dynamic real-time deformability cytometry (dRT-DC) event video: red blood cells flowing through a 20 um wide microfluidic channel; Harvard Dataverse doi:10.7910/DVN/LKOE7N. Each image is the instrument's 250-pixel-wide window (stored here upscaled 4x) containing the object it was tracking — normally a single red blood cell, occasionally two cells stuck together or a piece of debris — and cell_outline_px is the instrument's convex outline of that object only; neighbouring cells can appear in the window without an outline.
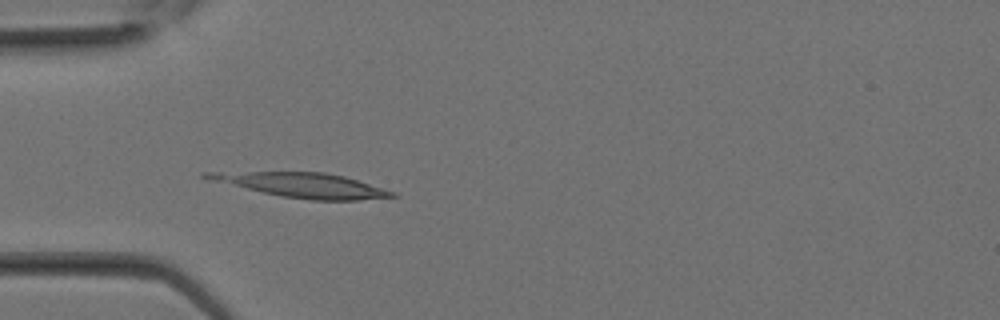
{"species": "Egyptian fruit bat (a non-hibernating species)", "species_latin": "Rousettus aegyptiacus", "temperature_condition": "room temperature", "stored_images_in_passage": 24, "camera_frame_rate_fps": 3000, "um_per_image_px": 0.085, "animal": {"sex": "female"}, "frame": {"image": 1, "passage_image": 3, "time_ms": 0.667, "image_size_px": [1000, 320], "cell_outline_px": [[400, 196], [360, 200], [312, 200], [280, 196], [208, 180], [200, 176], [204, 172], [324, 172], [344, 176], [396, 192]], "centroid_in_image_um": [25.72, 15.74], "position_along_channel_um": 59.3, "area_um2": 26.41}}
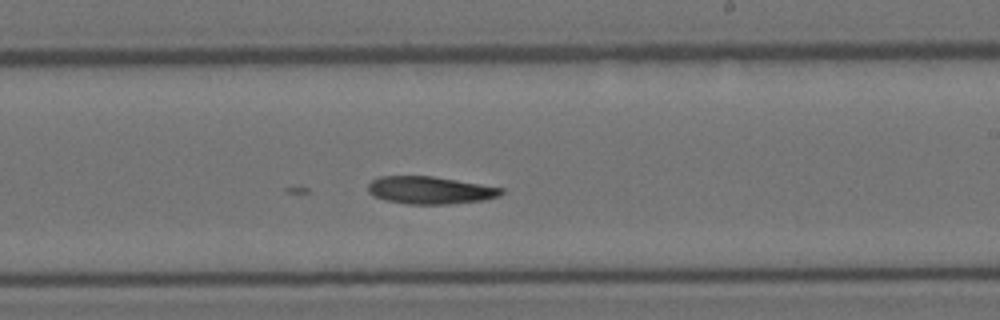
{"frame": {"image": 2, "passage_image": 12, "time_ms": 3.667, "image_size_px": [1000, 320], "cell_outline_px": [[504, 192], [500, 196], [484, 200], [448, 204], [408, 204], [384, 200], [372, 196], [368, 192], [368, 184], [372, 180], [380, 176], [432, 176], [504, 188]], "centroid_in_image_um": [36.54, 16.17], "position_along_channel_um": 252.5, "area_um2": 21.44}}
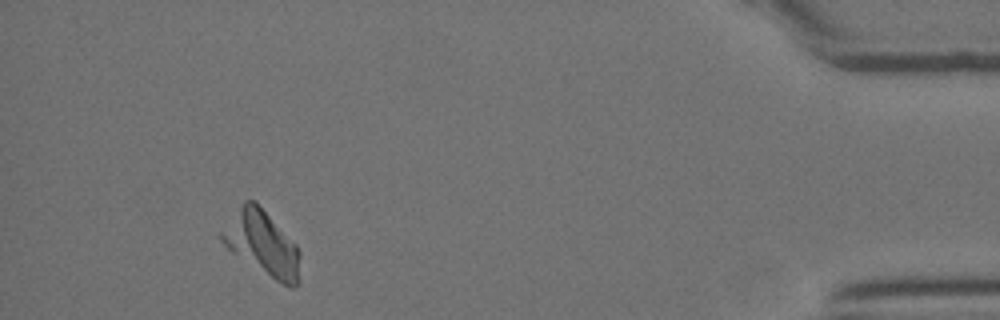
{"frame": {"image": 3, "passage_image": 22, "time_ms": 7.0, "image_size_px": [1000, 320], "cell_outline_px": [[300, 280], [292, 288], [288, 288], [232, 252], [220, 240], [220, 232], [244, 200], [252, 200], [296, 244], [300, 252]], "centroid_in_image_um": [22.31, 20.74], "position_along_channel_um": 412.9, "area_um2": 28.55}}